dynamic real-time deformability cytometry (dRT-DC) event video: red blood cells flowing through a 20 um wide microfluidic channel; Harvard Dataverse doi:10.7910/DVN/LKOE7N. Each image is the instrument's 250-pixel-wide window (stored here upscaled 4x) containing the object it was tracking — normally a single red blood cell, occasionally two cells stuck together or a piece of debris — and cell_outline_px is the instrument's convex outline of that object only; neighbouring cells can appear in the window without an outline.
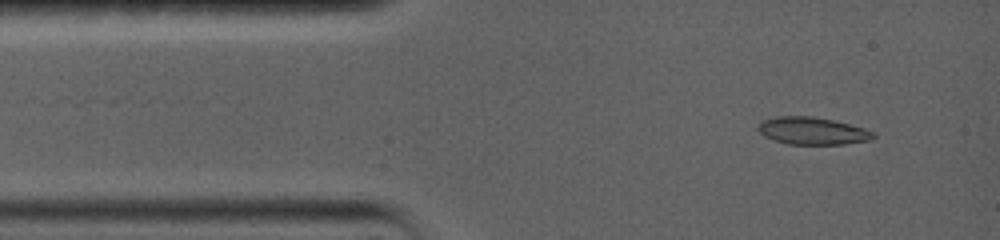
{"species": "common noctule bat (a hibernating species)", "species_latin": "Nyctalus noctula", "temperature_condition": "warm", "stored_images_in_passage": 9, "camera_frame_rate_fps": 5000, "um_per_image_px": 0.085, "animal": {"sex": "female", "body_mass_g": 19.0, "forearm_length_mm": 56.7}, "frame": {"image": 1, "passage_image": 1, "time_ms": 0.0, "image_size_px": [1000, 240], "cell_outline_px": [[876, 136], [872, 140], [844, 144], [788, 144], [772, 140], [764, 136], [756, 128], [764, 120], [776, 116], [812, 116], [832, 120], [864, 128], [872, 132]], "centroid_in_image_um": [69.04, 11.13], "position_along_channel_um": 16.0, "area_um2": 18.32}}
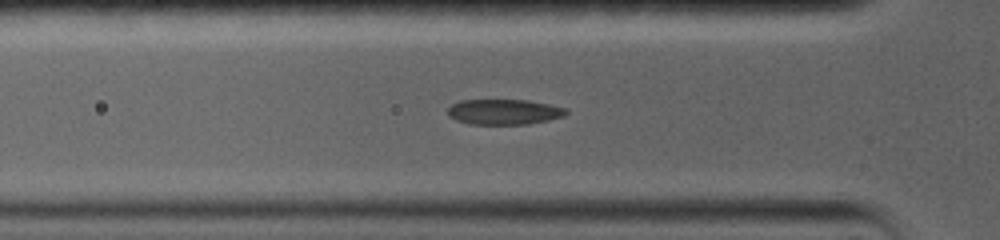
{"frame": {"image": 2, "passage_image": 6, "time_ms": 3.2, "image_size_px": [1000, 240], "cell_outline_px": [[568, 112], [564, 116], [548, 120], [528, 124], [468, 124], [456, 120], [448, 116], [448, 108], [452, 104], [460, 100], [528, 100], [548, 104], [564, 108]], "centroid_in_image_um": [42.81, 9.51], "position_along_channel_um": 83.0, "area_um2": 17.46}}
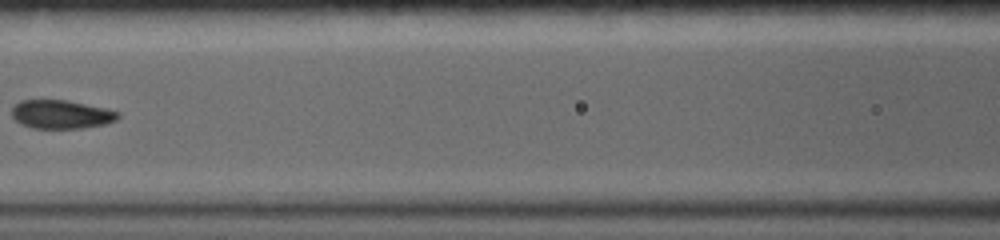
{"frame": {"image": 3, "passage_image": 9, "time_ms": 5.4, "image_size_px": [1000, 240], "cell_outline_px": [[120, 116], [116, 120], [104, 124], [80, 128], [32, 128], [20, 124], [12, 116], [12, 108], [20, 100], [68, 100], [108, 108], [120, 112]], "centroid_in_image_um": [5.22, 9.71], "position_along_channel_um": 161.4, "area_um2": 17.8}}